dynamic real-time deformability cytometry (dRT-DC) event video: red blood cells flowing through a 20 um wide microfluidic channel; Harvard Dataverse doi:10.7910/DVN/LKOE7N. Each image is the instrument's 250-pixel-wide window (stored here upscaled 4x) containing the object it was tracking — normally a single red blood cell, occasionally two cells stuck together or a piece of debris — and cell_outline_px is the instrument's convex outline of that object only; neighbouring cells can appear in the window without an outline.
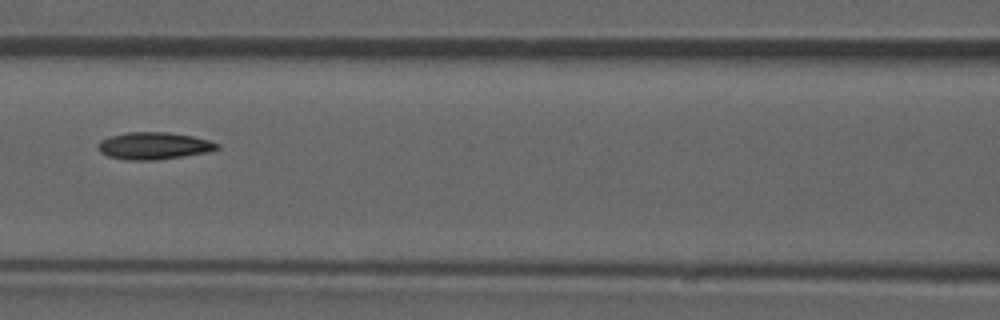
{"species": "common noctule bat (a hibernating species)", "species_latin": "Nyctalus noctula", "temperature_condition": "room temperature", "stored_images_in_passage": 53, "camera_frame_rate_fps": 3000, "um_per_image_px": 0.085, "animal": {"sex": "male", "forearm_length_mm": 52.5}, "frame": {"image": 1, "passage_image": 23, "time_ms": 7.333, "image_size_px": [1000, 320], "cell_outline_px": [[220, 148], [208, 152], [156, 160], [124, 160], [108, 156], [100, 152], [96, 144], [100, 140], [112, 136], [128, 132], [168, 132], [192, 136], [208, 140], [220, 144]], "centroid_in_image_um": [13.06, 12.4], "position_along_channel_um": 153.5, "area_um2": 18.84}, "authors_computed_cell_mechanics": {"area_um2": 18.4382, "velocity_mm_per_s": 3.9111, "shape_relaxation_time_tau1_ms": null, "shape_relaxation_time_tau2_ms": 5.4826, "deformation_change_tau1": null, "deformation_change_tau2": 0.1215}}